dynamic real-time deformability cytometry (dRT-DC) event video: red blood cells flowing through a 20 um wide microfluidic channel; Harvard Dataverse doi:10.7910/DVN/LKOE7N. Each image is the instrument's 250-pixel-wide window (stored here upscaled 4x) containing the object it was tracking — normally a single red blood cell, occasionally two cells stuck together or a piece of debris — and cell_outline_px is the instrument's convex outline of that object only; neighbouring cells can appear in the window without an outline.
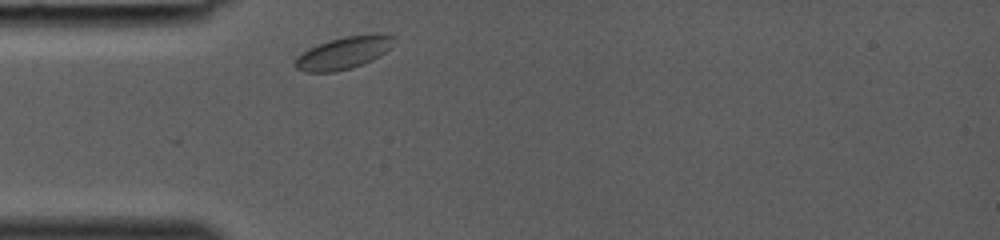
{"species": "common noctule bat (a hibernating species)", "species_latin": "Nyctalus noctula", "temperature_condition": "room temperature", "stored_images_in_passage": 5, "camera_frame_rate_fps": 3000, "um_per_image_px": 0.085, "animal": {"sex": "female", "body_mass_g": 19.0, "forearm_length_mm": 53.3}, "frame": {"image": 1, "passage_image": 1, "time_ms": 0.0, "image_size_px": [1000, 240], "cell_outline_px": [[396, 36], [388, 48], [384, 52], [372, 60], [352, 68], [336, 72], [304, 72], [296, 68], [296, 60], [308, 48], [316, 44], [328, 40], [344, 36]], "centroid_in_image_um": [29.12, 4.53], "position_along_channel_um": 55.9, "area_um2": 17.86}}
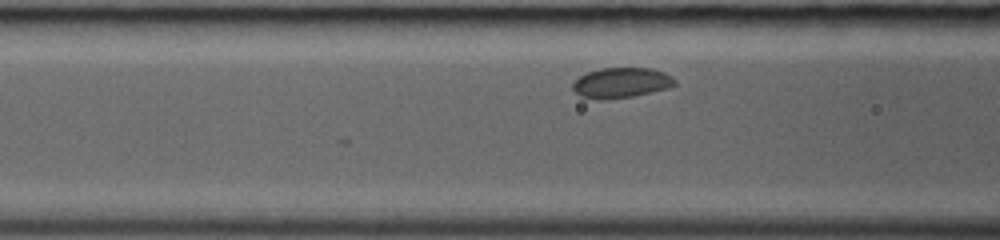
{"frame": {"image": 2, "passage_image": 5, "time_ms": 1.333, "image_size_px": [1000, 240], "cell_outline_px": [[676, 84], [668, 88], [632, 96], [600, 100], [580, 96], [572, 88], [572, 84], [580, 76], [588, 72], [600, 68], [652, 68], [664, 72], [672, 76], [676, 80]], "centroid_in_image_um": [52.81, 7.03], "position_along_channel_um": 113.8, "area_um2": 17.92}}